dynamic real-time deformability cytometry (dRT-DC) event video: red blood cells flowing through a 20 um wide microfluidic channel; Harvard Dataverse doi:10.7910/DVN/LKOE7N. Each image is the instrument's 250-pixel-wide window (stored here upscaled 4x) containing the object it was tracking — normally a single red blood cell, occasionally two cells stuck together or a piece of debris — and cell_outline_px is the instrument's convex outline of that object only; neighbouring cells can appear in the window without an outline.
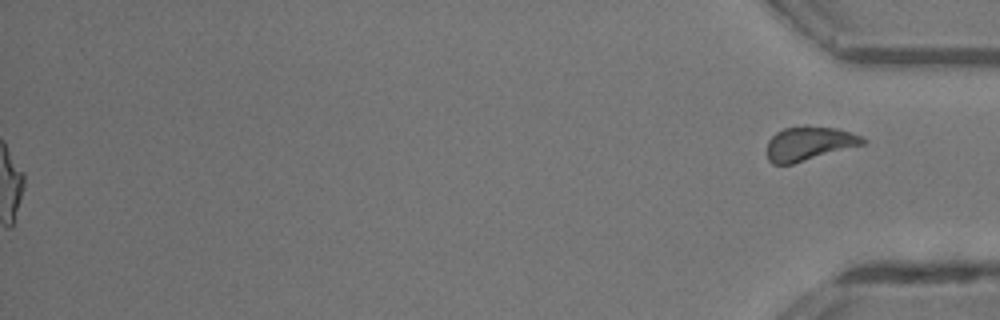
{"species": "common noctule bat (a hibernating species)", "species_latin": "Nyctalus noctula", "temperature_condition": "room temperature", "stored_images_in_passage": 47, "segment_of_instrument_passage": [2, 2], "camera_frame_rate_fps": 3000, "um_per_image_px": 0.085, "animal": {"sex": "male", "body_mass_g": 13.3}, "frame": {"image": 1, "passage_image": 47, "time_ms": 15.333, "image_size_px": [1000, 320], "cell_outline_px": [[868, 140], [864, 144], [792, 164], [772, 164], [768, 160], [768, 140], [776, 132], [784, 128], [804, 124], [836, 128], [864, 136]], "centroid_in_image_um": [68.79, 12.17], "position_along_channel_um": 366.4, "area_um2": 19.19}}